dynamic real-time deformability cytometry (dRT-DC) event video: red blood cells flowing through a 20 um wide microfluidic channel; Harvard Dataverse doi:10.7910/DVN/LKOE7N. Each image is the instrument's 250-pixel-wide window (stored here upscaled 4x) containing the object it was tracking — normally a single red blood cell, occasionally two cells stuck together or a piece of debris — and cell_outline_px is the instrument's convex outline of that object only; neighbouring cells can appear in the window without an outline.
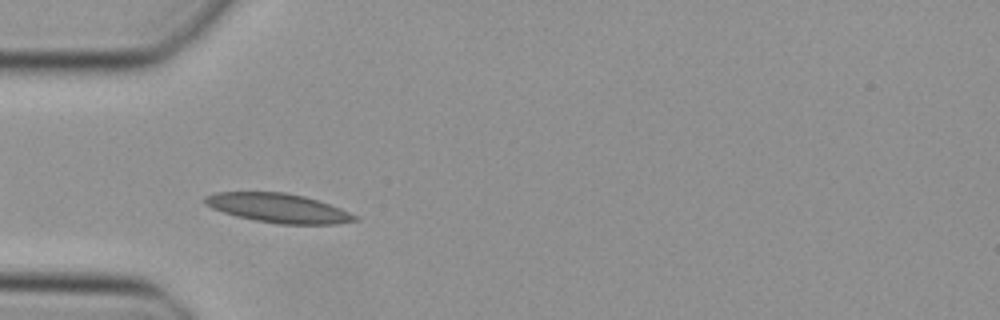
{"species": "Egyptian fruit bat (a non-hibernating species)", "species_latin": "Rousettus aegyptiacus", "temperature_condition": "cold", "stored_images_in_passage": 36, "camera_frame_rate_fps": 3000, "um_per_image_px": 0.085, "animal": {"sex": "female"}, "frame": {"image": 1, "passage_image": 4, "time_ms": 1.0, "image_size_px": [1000, 320], "cell_outline_px": [[360, 220], [336, 224], [280, 224], [256, 220], [236, 216], [212, 208], [204, 204], [204, 196], [216, 192], [288, 192], [304, 196], [340, 208], [360, 216]], "centroid_in_image_um": [23.68, 17.68], "position_along_channel_um": 61.3, "area_um2": 25.49}}
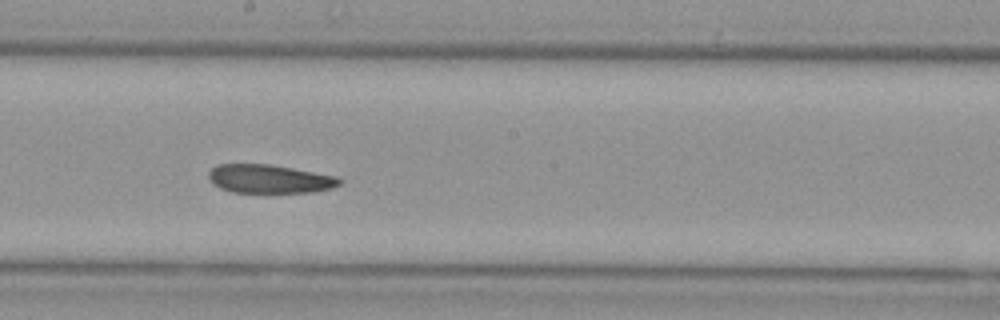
{"frame": {"image": 2, "passage_image": 16, "time_ms": 5.0, "image_size_px": [1000, 320], "cell_outline_px": [[344, 180], [340, 184], [332, 188], [312, 192], [232, 192], [220, 188], [212, 184], [208, 180], [208, 172], [216, 164], [268, 164], [292, 168], [336, 176]], "centroid_in_image_um": [22.87, 15.2], "position_along_channel_um": 225.3, "area_um2": 21.85}}
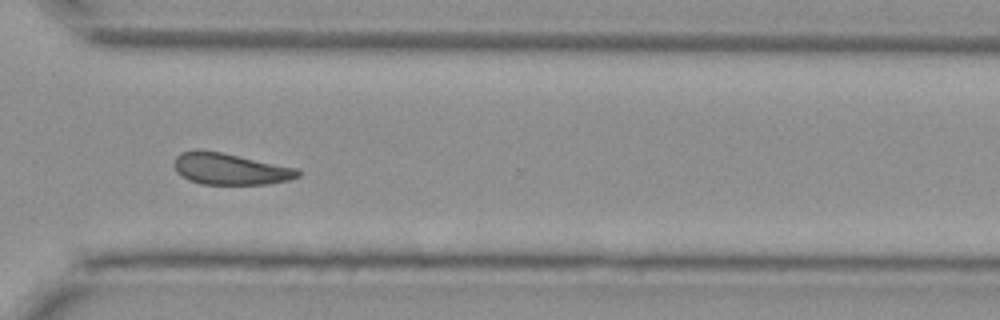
{"frame": {"image": 3, "passage_image": 25, "time_ms": 8.0, "image_size_px": [1000, 320], "cell_outline_px": [[300, 176], [288, 180], [268, 184], [200, 184], [188, 180], [176, 172], [172, 164], [176, 156], [180, 152], [196, 148], [200, 148], [300, 168]], "centroid_in_image_um": [19.52, 14.34], "position_along_channel_um": 351.1, "area_um2": 23.18}}